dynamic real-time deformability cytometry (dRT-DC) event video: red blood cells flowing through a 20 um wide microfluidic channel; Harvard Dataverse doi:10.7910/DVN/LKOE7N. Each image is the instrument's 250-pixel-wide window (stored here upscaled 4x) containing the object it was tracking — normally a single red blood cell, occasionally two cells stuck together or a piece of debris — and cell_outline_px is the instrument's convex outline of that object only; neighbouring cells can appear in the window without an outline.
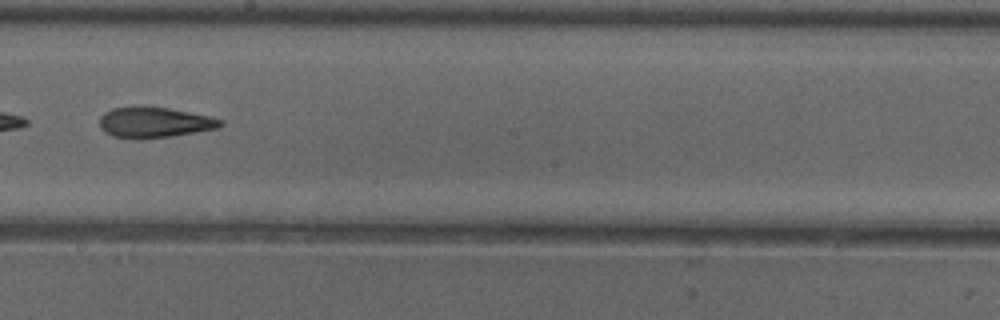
{"species": "common noctule bat (a hibernating species)", "species_latin": "Nyctalus noctula", "temperature_condition": "cold", "stored_images_in_passage": 51, "camera_frame_rate_fps": 3000, "um_per_image_px": 0.085, "animal": {"sex": "female"}, "frame": {"image": 1, "passage_image": 30, "time_ms": 9.667, "image_size_px": [1000, 320], "cell_outline_px": [[224, 124], [216, 128], [172, 136], [112, 136], [104, 132], [100, 128], [100, 116], [104, 112], [112, 108], [132, 104], [144, 104], [168, 108], [208, 116], [224, 120]], "centroid_in_image_um": [13.08, 10.32], "position_along_channel_um": 235.1, "area_um2": 21.33}, "authors_computed_cell_mechanics": {"area_um2": 22.4842, "velocity_mm_per_s": 3.9462, "shape_relaxation_time_tau1_ms": null, "shape_relaxation_time_tau2_ms": 3.7949, "deformation_change_tau1": null, "deformation_change_tau2": 0.1412}}